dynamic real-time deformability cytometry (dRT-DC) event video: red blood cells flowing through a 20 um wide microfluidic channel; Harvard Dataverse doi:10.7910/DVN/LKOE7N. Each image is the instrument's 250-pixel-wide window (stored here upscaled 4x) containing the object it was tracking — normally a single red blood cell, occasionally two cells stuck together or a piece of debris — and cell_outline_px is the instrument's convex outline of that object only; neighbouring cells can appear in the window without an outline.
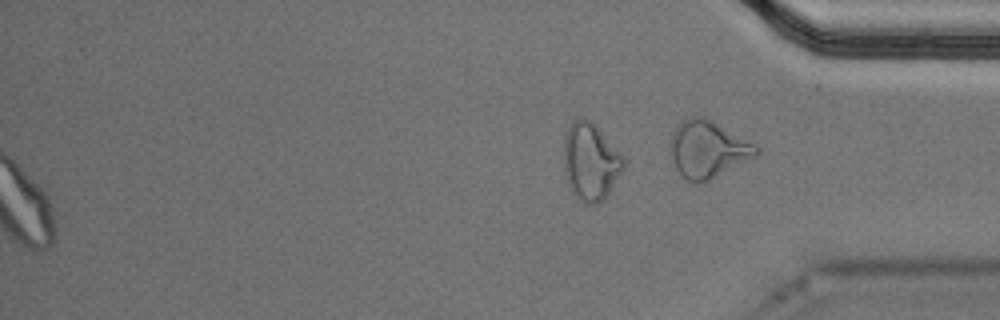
{"species": "Egyptian fruit bat (a non-hibernating species)", "species_latin": "Rousettus aegyptiacus", "temperature_condition": "cold", "stored_images_in_passage": 39, "segment_of_instrument_passage": [2, 2], "camera_frame_rate_fps": 3000, "um_per_image_px": 0.085, "animal": {"sex": "male"}, "frame": {"image": 1, "passage_image": 39, "time_ms": 12.667, "image_size_px": [1000, 320], "cell_outline_px": [[760, 152], [756, 156], [708, 180], [696, 184], [688, 180], [676, 168], [672, 160], [672, 136], [676, 124], [680, 120], [692, 116], [700, 116], [712, 120], [756, 144], [760, 148]], "centroid_in_image_um": [60.19, 12.65], "position_along_channel_um": 375.0, "area_um2": 28.21}}